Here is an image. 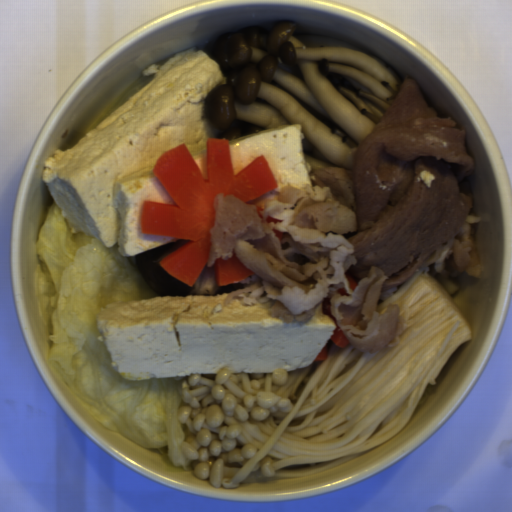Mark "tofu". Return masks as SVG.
<instances>
[{"label": "tofu", "mask_w": 512, "mask_h": 512, "mask_svg": "<svg viewBox=\"0 0 512 512\" xmlns=\"http://www.w3.org/2000/svg\"><path fill=\"white\" fill-rule=\"evenodd\" d=\"M151 80L68 149H57L42 171L71 232L122 257L178 237L145 234V201L174 203L153 169L167 150L188 147L208 179L207 139H217L206 115L208 97L223 83L219 64L190 48L144 71Z\"/></svg>", "instance_id": "tofu-1"}, {"label": "tofu", "mask_w": 512, "mask_h": 512, "mask_svg": "<svg viewBox=\"0 0 512 512\" xmlns=\"http://www.w3.org/2000/svg\"><path fill=\"white\" fill-rule=\"evenodd\" d=\"M229 294V293H228ZM228 294L165 296L105 305L96 320L112 368L126 380L193 373H273L308 367L336 330L323 304L284 322Z\"/></svg>", "instance_id": "tofu-2"}, {"label": "tofu", "mask_w": 512, "mask_h": 512, "mask_svg": "<svg viewBox=\"0 0 512 512\" xmlns=\"http://www.w3.org/2000/svg\"><path fill=\"white\" fill-rule=\"evenodd\" d=\"M234 174L264 156L277 188L249 202L263 208L275 199L286 185L295 188L312 186L309 166L303 151L302 128L286 123L228 141Z\"/></svg>", "instance_id": "tofu-3"}]
</instances>
